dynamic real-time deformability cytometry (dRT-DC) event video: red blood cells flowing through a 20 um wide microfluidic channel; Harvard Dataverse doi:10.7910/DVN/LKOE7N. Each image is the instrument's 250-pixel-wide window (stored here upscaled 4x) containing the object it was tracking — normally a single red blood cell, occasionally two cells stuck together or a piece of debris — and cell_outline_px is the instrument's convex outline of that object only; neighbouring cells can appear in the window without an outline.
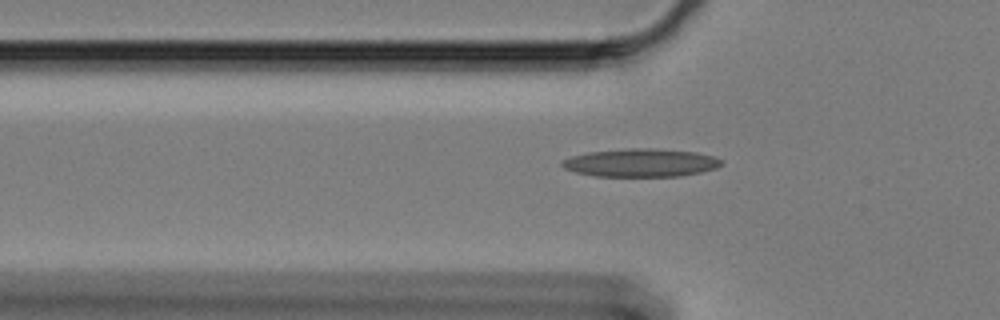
{"species": "Egyptian fruit bat (a non-hibernating species)", "species_latin": "Rousettus aegyptiacus", "temperature_condition": "cold", "stored_images_in_passage": 44, "camera_frame_rate_fps": 3000, "um_per_image_px": 0.085, "animal": {"sex": "female"}, "frame": {"image": 1, "passage_image": 9, "time_ms": 2.667, "image_size_px": [1000, 320], "cell_outline_px": [[724, 164], [716, 168], [700, 172], [680, 176], [596, 176], [576, 172], [564, 168], [560, 164], [564, 160], [572, 156], [588, 152], [628, 148], [652, 148], [696, 152], [712, 156], [724, 160]], "centroid_in_image_um": [54.5, 13.83], "position_along_channel_um": 71.3, "area_um2": 26.07}}
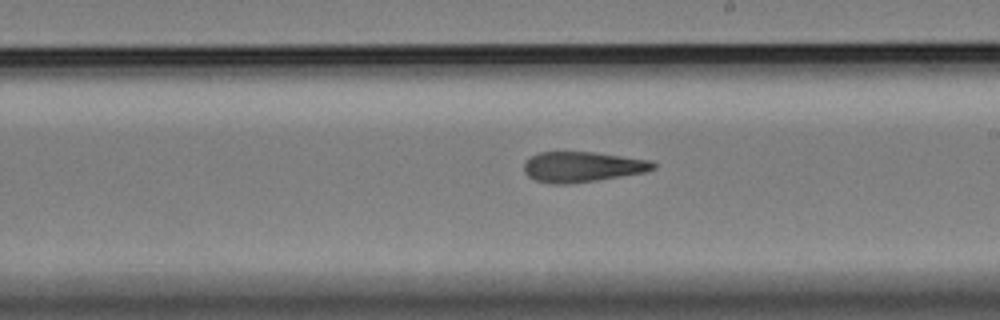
{"frame": {"image": 2, "passage_image": 24, "time_ms": 7.667, "image_size_px": [1000, 320], "cell_outline_px": [[656, 168], [644, 172], [596, 180], [568, 184], [552, 184], [536, 180], [528, 176], [524, 172], [524, 164], [532, 156], [540, 152], [592, 152], [652, 160], [656, 164]], "centroid_in_image_um": [49.5, 14.18], "position_along_channel_um": 239.5, "area_um2": 22.66}}
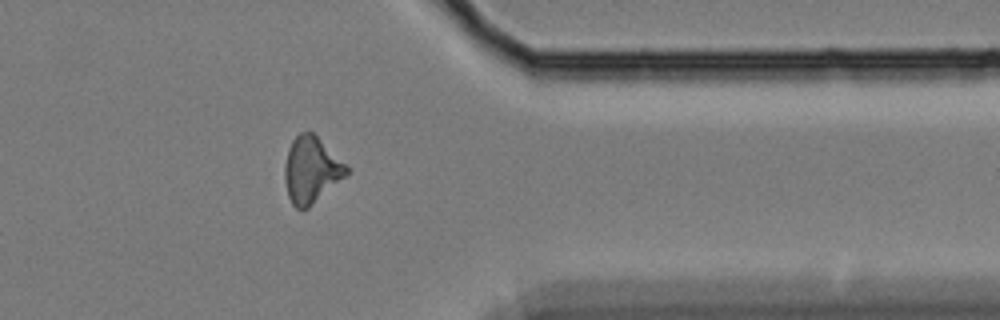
{"frame": {"image": 3, "passage_image": 38, "time_ms": 12.333, "image_size_px": [1000, 320], "cell_outline_px": [[348, 172], [344, 176], [308, 208], [300, 212], [292, 204], [288, 196], [284, 180], [284, 164], [288, 148], [292, 140], [300, 132], [312, 132], [348, 168]], "centroid_in_image_um": [26.38, 14.47], "position_along_channel_um": 385.0, "area_um2": 23.35}}